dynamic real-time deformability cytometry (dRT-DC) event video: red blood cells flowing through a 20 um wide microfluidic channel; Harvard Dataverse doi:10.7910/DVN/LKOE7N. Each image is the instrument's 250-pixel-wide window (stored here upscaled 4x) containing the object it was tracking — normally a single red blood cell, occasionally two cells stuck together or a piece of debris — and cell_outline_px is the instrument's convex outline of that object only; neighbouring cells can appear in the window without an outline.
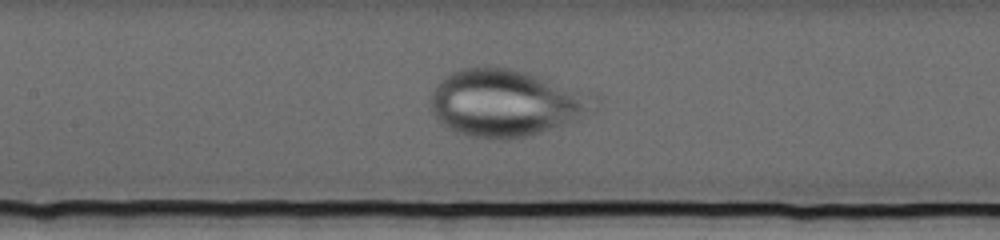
{"species": "human", "species_latin": "Homo sapiens", "temperature_condition": "cold", "stored_images_in_passage": 71, "camera_frame_rate_fps": 3000, "um_per_image_px": 0.085, "donor": {"sex": "female"}, "frame": {"image": 1, "passage_image": 33, "time_ms": 10.667, "image_size_px": [1000, 240], "cell_outline_px": [[600, 100], [596, 108], [592, 112], [580, 120], [532, 136], [508, 140], [500, 140], [464, 136], [448, 128], [432, 112], [428, 104], [432, 92], [436, 84], [444, 76], [460, 68], [508, 68], [536, 72], [600, 92]], "centroid_in_image_um": [43.2, 8.74], "position_along_channel_um": 164.2, "area_um2": 66.82}}
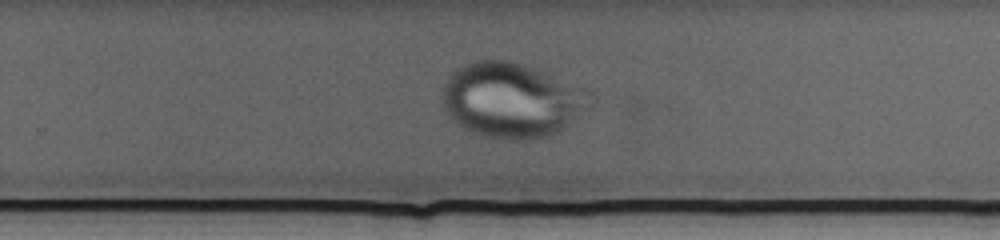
{"frame": {"image": 2, "passage_image": 46, "time_ms": 15.0, "image_size_px": [1000, 240], "cell_outline_px": [[596, 104], [592, 108], [556, 132], [548, 136], [528, 140], [500, 140], [480, 136], [464, 128], [452, 120], [448, 116], [444, 108], [444, 84], [452, 72], [464, 64], [472, 60], [512, 60], [536, 68], [592, 88], [596, 96]], "centroid_in_image_um": [43.62, 8.51], "position_along_channel_um": 286.2, "area_um2": 66.24}}
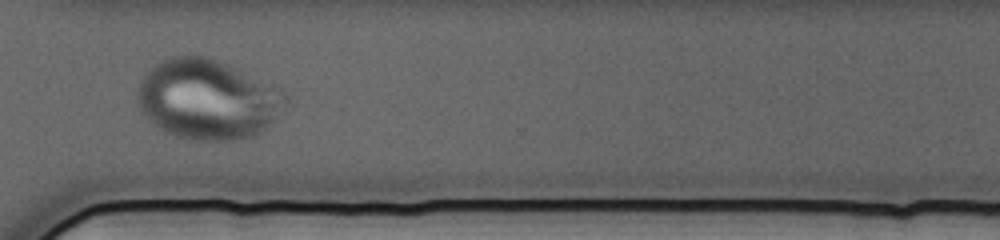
{"frame": {"image": 3, "passage_image": 53, "time_ms": 17.333, "image_size_px": [1000, 240], "cell_outline_px": [[292, 104], [272, 124], [256, 136], [240, 140], [192, 140], [176, 136], [164, 132], [152, 124], [148, 120], [140, 108], [136, 96], [136, 92], [140, 80], [144, 72], [148, 68], [172, 56], [204, 56], [228, 64], [284, 88]], "centroid_in_image_um": [17.73, 8.46], "position_along_channel_um": 352.9, "area_um2": 70.63}}